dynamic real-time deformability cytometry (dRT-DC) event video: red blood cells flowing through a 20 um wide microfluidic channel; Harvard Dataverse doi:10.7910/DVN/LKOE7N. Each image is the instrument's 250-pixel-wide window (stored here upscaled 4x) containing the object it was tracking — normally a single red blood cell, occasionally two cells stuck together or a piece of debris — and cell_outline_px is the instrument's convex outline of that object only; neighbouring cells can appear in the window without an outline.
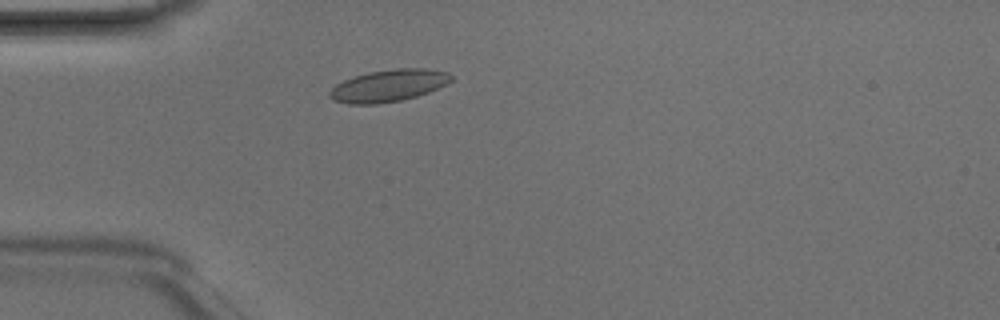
{"species": "Egyptian fruit bat (a non-hibernating species)", "species_latin": "Rousettus aegyptiacus", "temperature_condition": "room temperature", "stored_images_in_passage": 3, "camera_frame_rate_fps": 3000, "um_per_image_px": 0.085, "animal": {"sex": "male"}, "frame": {"image": 1, "passage_image": 3, "time_ms": 0.667, "image_size_px": [1000, 320], "cell_outline_px": [[452, 80], [428, 92], [416, 96], [400, 100], [376, 104], [348, 104], [332, 100], [328, 96], [328, 92], [336, 84], [344, 80], [368, 72], [396, 68], [428, 68], [448, 72], [452, 76]], "centroid_in_image_um": [32.99, 7.27], "position_along_channel_um": 52.0, "area_um2": 22.6}}